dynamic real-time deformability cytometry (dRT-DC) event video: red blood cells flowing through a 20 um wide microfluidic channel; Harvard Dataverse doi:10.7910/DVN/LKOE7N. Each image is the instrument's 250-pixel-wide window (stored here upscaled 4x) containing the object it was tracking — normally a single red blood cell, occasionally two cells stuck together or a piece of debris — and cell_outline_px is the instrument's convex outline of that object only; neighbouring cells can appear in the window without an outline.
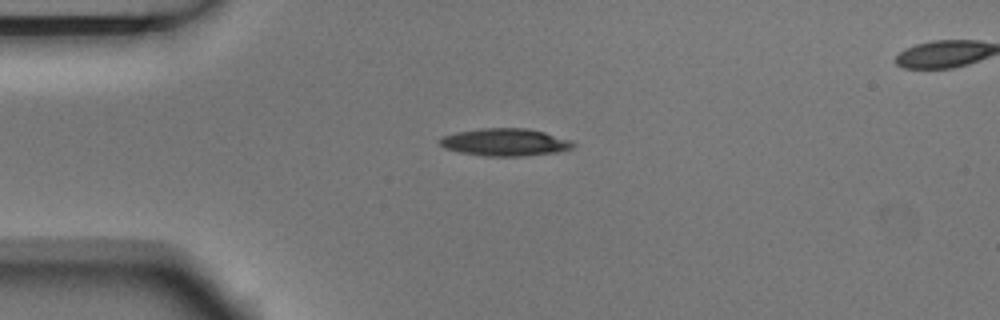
{"species": "Egyptian fruit bat (a non-hibernating species)", "species_latin": "Rousettus aegyptiacus", "temperature_condition": "room temperature", "stored_images_in_passage": 8, "camera_frame_rate_fps": 3000, "um_per_image_px": 0.085, "animal": {"sex": "male"}, "frame": {"image": 1, "passage_image": 2, "time_ms": 0.333, "image_size_px": [1000, 320], "cell_outline_px": [[576, 144], [572, 148], [556, 152], [520, 156], [484, 156], [460, 152], [444, 148], [440, 144], [440, 140], [444, 136], [456, 132], [480, 128], [524, 128], [544, 132], [572, 140]], "centroid_in_image_um": [42.94, 12.08], "position_along_channel_um": 42.1, "area_um2": 21.21}}
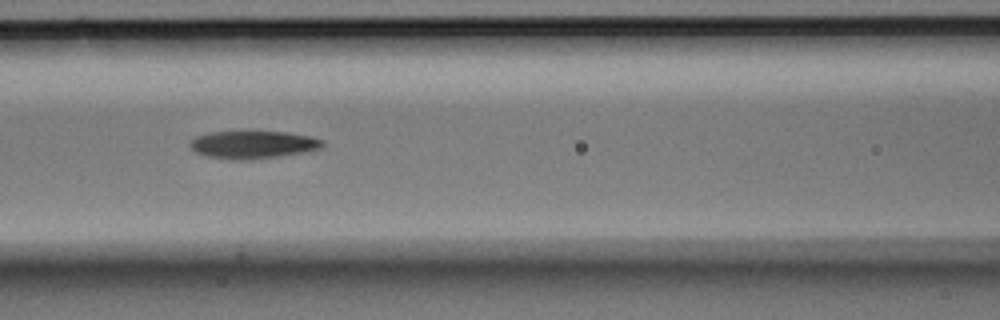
{"frame": {"image": 2, "passage_image": 5, "time_ms": 1.333, "image_size_px": [1000, 320], "cell_outline_px": [[324, 144], [320, 148], [304, 152], [252, 160], [232, 160], [208, 156], [196, 152], [188, 144], [196, 136], [212, 132], [288, 132], [308, 136], [324, 140]], "centroid_in_image_um": [21.5, 12.3], "position_along_channel_um": 145.1, "area_um2": 21.21}}
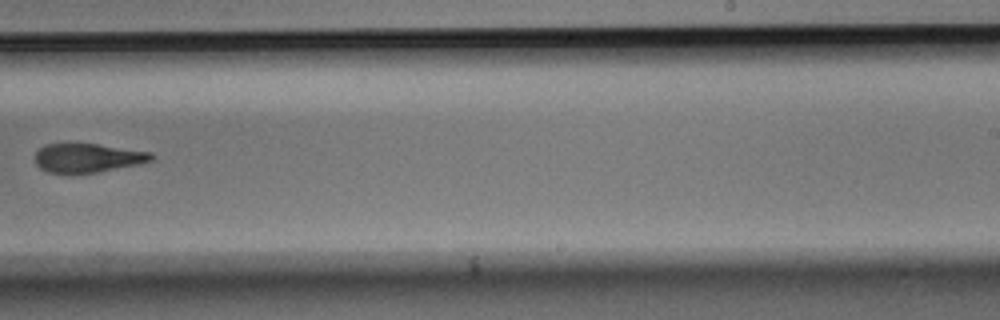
{"frame": {"image": 3, "passage_image": 8, "time_ms": 2.333, "image_size_px": [1000, 320], "cell_outline_px": [[156, 156], [152, 160], [140, 164], [96, 172], [48, 172], [40, 168], [36, 164], [36, 152], [40, 148], [48, 144], [96, 144], [152, 152]], "centroid_in_image_um": [7.5, 13.41], "position_along_channel_um": 281.5, "area_um2": 19.25}}